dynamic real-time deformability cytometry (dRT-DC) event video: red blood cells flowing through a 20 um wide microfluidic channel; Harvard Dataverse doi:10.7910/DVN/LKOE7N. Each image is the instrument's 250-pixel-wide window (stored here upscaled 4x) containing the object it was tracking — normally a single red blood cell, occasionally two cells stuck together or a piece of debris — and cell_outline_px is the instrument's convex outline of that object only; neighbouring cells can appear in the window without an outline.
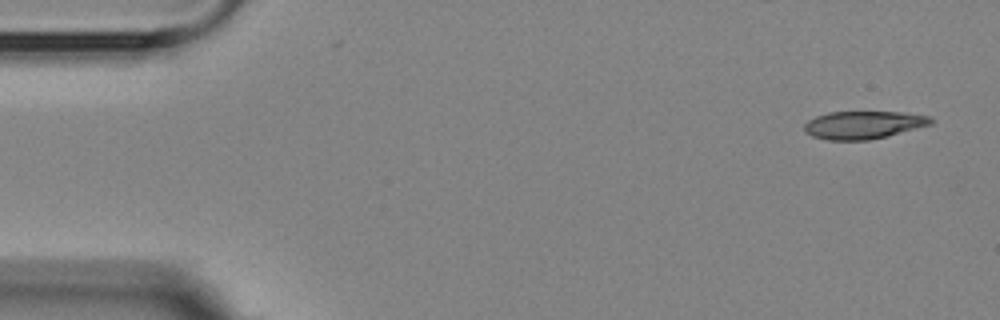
{"species": "Egyptian fruit bat (a non-hibernating species)", "species_latin": "Rousettus aegyptiacus", "temperature_condition": "room temperature", "stored_images_in_passage": 4, "camera_frame_rate_fps": 3000, "um_per_image_px": 0.085, "animal": {"sex": "female"}, "frame": {"image": 1, "passage_image": 1, "time_ms": 0.0, "image_size_px": [1000, 320], "cell_outline_px": [[932, 124], [888, 136], [868, 140], [828, 140], [812, 136], [804, 132], [804, 124], [808, 120], [816, 116], [828, 112], [904, 112], [932, 116]], "centroid_in_image_um": [73.39, 10.61], "position_along_channel_um": 11.6, "area_um2": 20.63}}
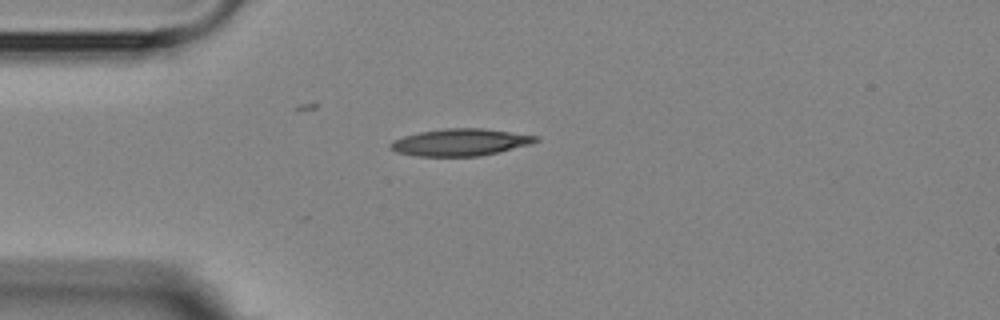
{"frame": {"image": 2, "passage_image": 4, "time_ms": 3.667, "image_size_px": [1000, 320], "cell_outline_px": [[540, 140], [528, 144], [500, 152], [480, 156], [416, 156], [396, 152], [388, 148], [388, 144], [392, 140], [404, 136], [420, 132], [444, 128], [484, 128], [540, 136]], "centroid_in_image_um": [39.1, 12.09], "position_along_channel_um": 45.9, "area_um2": 23.06}}